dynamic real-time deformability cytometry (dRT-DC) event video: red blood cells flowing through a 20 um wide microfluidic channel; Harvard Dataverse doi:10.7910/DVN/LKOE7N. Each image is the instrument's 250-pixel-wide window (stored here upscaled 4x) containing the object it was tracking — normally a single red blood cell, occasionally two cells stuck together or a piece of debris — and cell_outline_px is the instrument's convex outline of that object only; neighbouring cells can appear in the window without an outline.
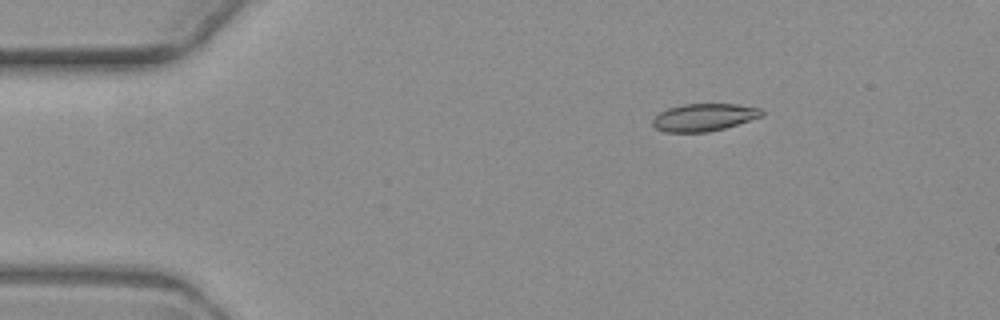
{"species": "common noctule bat (a hibernating species)", "species_latin": "Nyctalus noctula", "temperature_condition": "warm", "stored_images_in_passage": 3, "camera_frame_rate_fps": 3000, "um_per_image_px": 0.085, "animal": {"sex": "female", "body_mass_g": 19.3, "forearm_length_mm": 54.1}, "frame": {"image": 1, "passage_image": 1, "time_ms": 0.0, "image_size_px": [1000, 320], "cell_outline_px": [[764, 116], [724, 128], [708, 132], [664, 132], [656, 128], [652, 124], [652, 120], [660, 112], [668, 108], [684, 104], [736, 104], [760, 108], [764, 112]], "centroid_in_image_um": [59.85, 9.97], "position_along_channel_um": 25.2, "area_um2": 17.46}}